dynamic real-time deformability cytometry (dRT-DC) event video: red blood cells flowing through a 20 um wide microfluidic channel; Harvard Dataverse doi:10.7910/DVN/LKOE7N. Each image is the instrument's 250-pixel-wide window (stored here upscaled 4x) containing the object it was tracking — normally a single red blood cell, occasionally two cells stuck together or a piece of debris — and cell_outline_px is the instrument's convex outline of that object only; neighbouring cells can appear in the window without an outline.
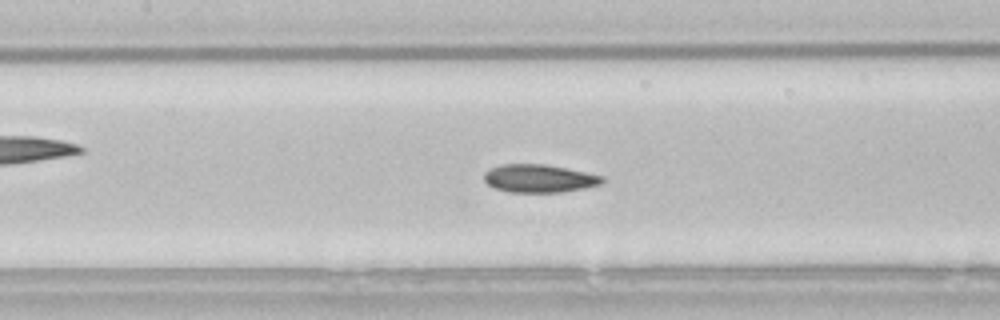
{"species": "common noctule bat (a hibernating species)", "species_latin": "Nyctalus noctula", "temperature_condition": "room temperature", "stored_images_in_passage": 54, "camera_frame_rate_fps": 3000, "um_per_image_px": 0.085, "animal": {"sex": "male", "body_mass_g": 21.5, "forearm_length_mm": 52.0}, "frame": {"image": 1, "passage_image": 24, "time_ms": 7.667, "image_size_px": [1000, 320], "cell_outline_px": [[604, 180], [600, 184], [584, 188], [564, 192], [508, 192], [496, 188], [488, 184], [484, 180], [484, 172], [492, 168], [504, 164], [544, 164], [604, 176]], "centroid_in_image_um": [45.82, 15.17], "position_along_channel_um": 161.6, "area_um2": 19.07}, "authors_computed_cell_mechanics": {"area_um2": 19.5942, "velocity_mm_per_s": 3.7866, "shape_relaxation_time_tau1_ms": 5.5177, "shape_relaxation_time_tau2_ms": 2.3439, "deformation_change_tau1": 0.1194, "deformation_change_tau2": 0.0556}}